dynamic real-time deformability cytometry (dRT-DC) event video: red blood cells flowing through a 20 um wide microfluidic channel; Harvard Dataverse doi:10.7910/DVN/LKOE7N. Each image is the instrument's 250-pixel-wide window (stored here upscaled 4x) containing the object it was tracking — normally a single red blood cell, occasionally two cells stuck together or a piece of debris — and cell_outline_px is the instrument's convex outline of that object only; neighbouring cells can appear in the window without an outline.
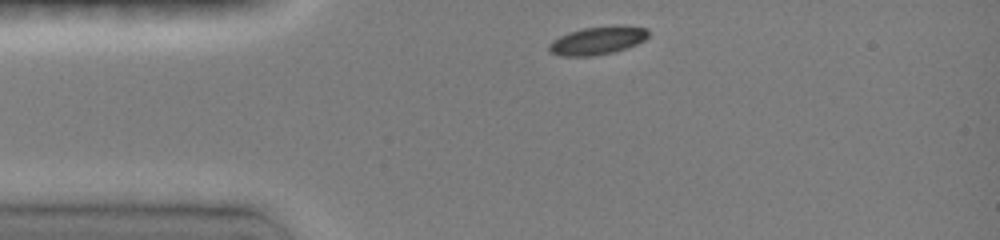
{"species": "common noctule bat (a hibernating species)", "species_latin": "Nyctalus noctula", "temperature_condition": "room temperature", "stored_images_in_passage": 33, "camera_frame_rate_fps": 3000, "um_per_image_px": 0.085, "animal": {"sex": "female", "body_mass_g": 19.0, "forearm_length_mm": 51.5}, "frame": {"image": 1, "passage_image": 1, "time_ms": 0.0, "image_size_px": [1000, 240], "cell_outline_px": [[648, 36], [644, 40], [636, 44], [612, 52], [588, 56], [560, 56], [548, 52], [548, 44], [552, 40], [568, 32], [584, 28], [612, 24], [620, 24], [648, 28]], "centroid_in_image_um": [50.77, 3.42], "position_along_channel_um": 34.2, "area_um2": 16.47}}
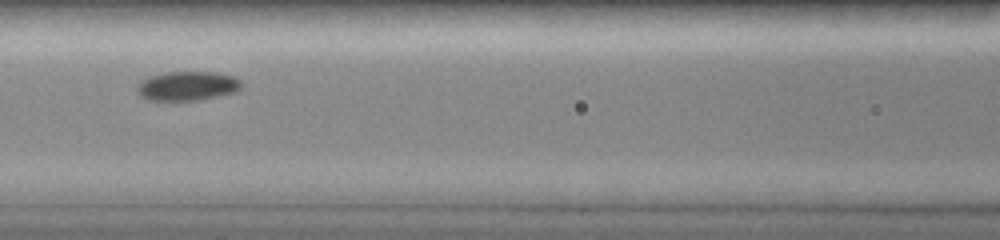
{"frame": {"image": 2, "passage_image": 12, "time_ms": 3.667, "image_size_px": [1000, 240], "cell_outline_px": [[244, 84], [240, 88], [232, 92], [200, 100], [148, 100], [140, 96], [136, 88], [140, 80], [148, 76], [168, 72], [220, 72], [232, 76], [240, 80]], "centroid_in_image_um": [15.9, 7.29], "position_along_channel_um": 150.7, "area_um2": 17.8}}
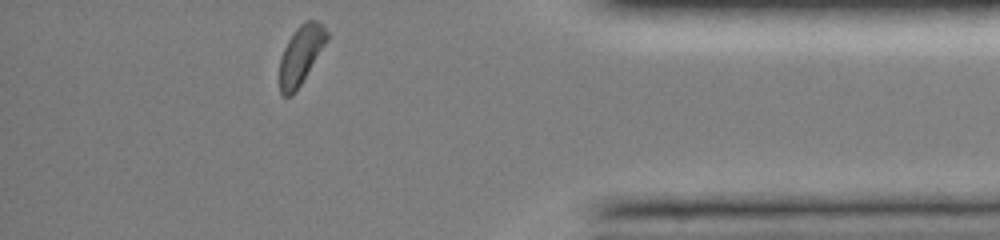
{"frame": {"image": 3, "passage_image": 33, "time_ms": 10.667, "image_size_px": [1000, 240], "cell_outline_px": [[328, 40], [300, 84], [292, 96], [284, 96], [280, 92], [280, 60], [284, 48], [288, 40], [296, 28], [304, 20], [316, 20], [328, 32]], "centroid_in_image_um": [25.57, 4.65], "position_along_channel_um": 409.6, "area_um2": 15.84}, "authors_computed_cell_mechanics": {"area_um2": 16.6464, "velocity_mm_per_s": 3.985, "shape_relaxation_time_tau1_ms": 1.9047, "shape_relaxation_time_tau2_ms": null, "deformation_change_tau1": 0.0897, "deformation_change_tau2": null}}